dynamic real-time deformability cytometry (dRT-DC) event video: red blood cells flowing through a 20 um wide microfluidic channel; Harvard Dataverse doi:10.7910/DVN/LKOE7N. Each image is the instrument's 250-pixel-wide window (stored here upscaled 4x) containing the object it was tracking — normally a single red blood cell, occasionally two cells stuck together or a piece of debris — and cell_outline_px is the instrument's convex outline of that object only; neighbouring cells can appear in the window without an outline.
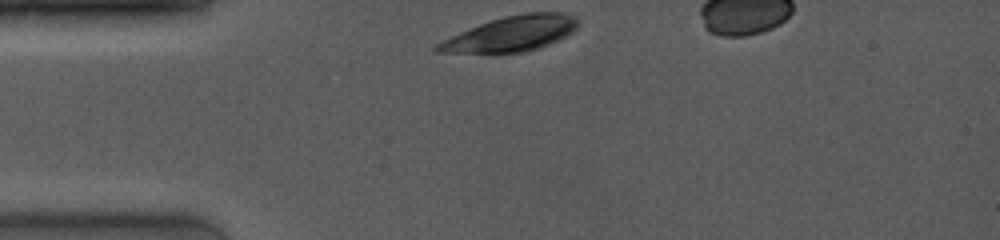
{"species": "common noctule bat (a hibernating species)", "species_latin": "Nyctalus noctula", "temperature_condition": "room temperature", "stored_images_in_passage": 4, "camera_frame_rate_fps": 4000, "um_per_image_px": 0.085, "animal": {"sex": "female", "body_mass_g": 19.0, "forearm_length_mm": 53.3}, "frame": {"image": 1, "passage_image": 1, "time_ms": 0.0, "image_size_px": [1000, 240], "cell_outline_px": [[580, 24], [572, 32], [548, 44], [524, 52], [432, 52], [432, 48], [436, 44], [460, 32], [480, 24], [504, 16], [528, 12], [560, 12], [576, 16]], "centroid_in_image_um": [43.47, 2.85], "position_along_channel_um": 41.5, "area_um2": 28.26}}